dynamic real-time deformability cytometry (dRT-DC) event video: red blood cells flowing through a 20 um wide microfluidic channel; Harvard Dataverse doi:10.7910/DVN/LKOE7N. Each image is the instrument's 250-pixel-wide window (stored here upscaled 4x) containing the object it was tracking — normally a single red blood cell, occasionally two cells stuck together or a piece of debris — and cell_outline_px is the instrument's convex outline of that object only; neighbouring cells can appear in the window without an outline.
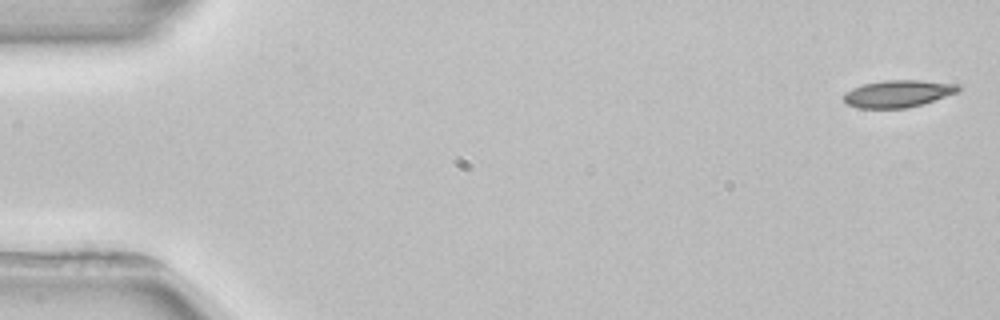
{"species": "common noctule bat (a hibernating species)", "species_latin": "Nyctalus noctula", "temperature_condition": "room temperature", "stored_images_in_passage": 6, "camera_frame_rate_fps": 3000, "um_per_image_px": 0.085, "animal": {"sex": "female", "body_mass_g": 22.7, "forearm_length_mm": 54.2}, "frame": {"image": 1, "passage_image": 1, "time_ms": 0.0, "image_size_px": [1000, 320], "cell_outline_px": [[960, 88], [956, 92], [920, 104], [904, 108], [860, 108], [848, 104], [844, 100], [844, 92], [852, 88], [864, 84], [884, 80], [920, 80], [960, 84]], "centroid_in_image_um": [76.29, 7.94], "position_along_channel_um": 8.7, "area_um2": 17.8}}
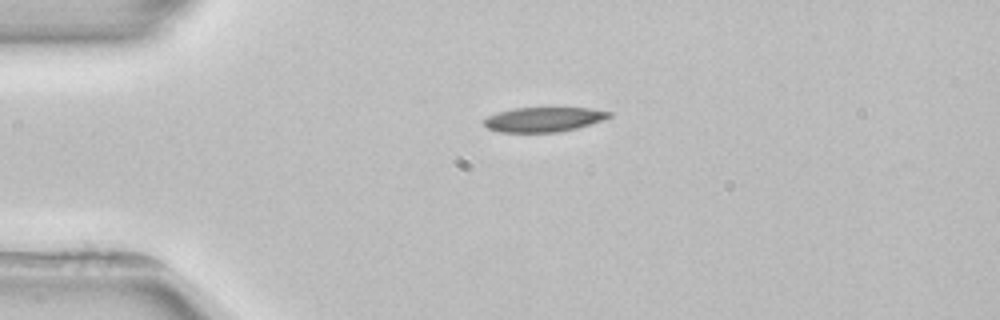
{"frame": {"image": 2, "passage_image": 4, "time_ms": 3.667, "image_size_px": [1000, 320], "cell_outline_px": [[612, 116], [604, 120], [576, 128], [560, 132], [500, 132], [488, 128], [484, 124], [484, 120], [488, 116], [512, 108], [588, 108], [612, 112]], "centroid_in_image_um": [46.24, 10.15], "position_along_channel_um": 38.8, "area_um2": 17.86}}